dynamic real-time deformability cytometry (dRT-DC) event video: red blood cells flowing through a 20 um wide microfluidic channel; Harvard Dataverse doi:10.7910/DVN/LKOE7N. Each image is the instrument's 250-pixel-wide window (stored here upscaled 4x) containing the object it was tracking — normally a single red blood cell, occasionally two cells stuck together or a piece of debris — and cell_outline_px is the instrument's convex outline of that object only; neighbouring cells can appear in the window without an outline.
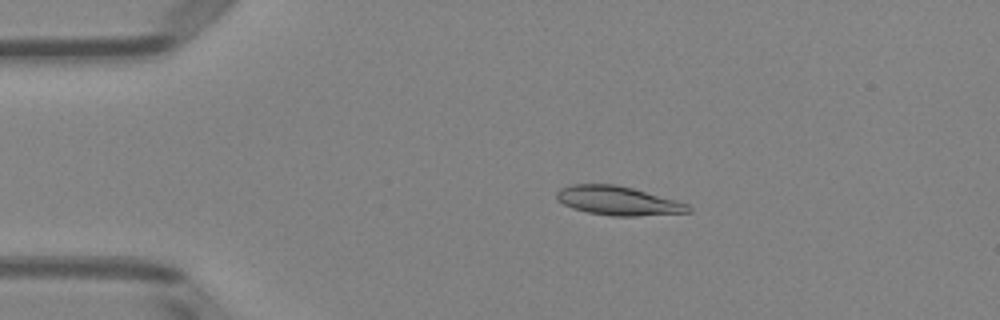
{"species": "Egyptian fruit bat (a non-hibernating species)", "species_latin": "Rousettus aegyptiacus", "temperature_condition": "room temperature", "stored_images_in_passage": 47, "camera_frame_rate_fps": 3000, "um_per_image_px": 0.085, "animal": {"sex": "female"}, "frame": {"image": 1, "passage_image": 6, "time_ms": 1.667, "image_size_px": [1000, 320], "cell_outline_px": [[692, 212], [636, 216], [612, 216], [588, 212], [572, 208], [556, 200], [556, 192], [560, 188], [572, 184], [616, 184], [632, 188], [676, 200], [688, 204], [692, 208]], "centroid_in_image_um": [52.52, 17.06], "position_along_channel_um": 32.5, "area_um2": 22.25}}
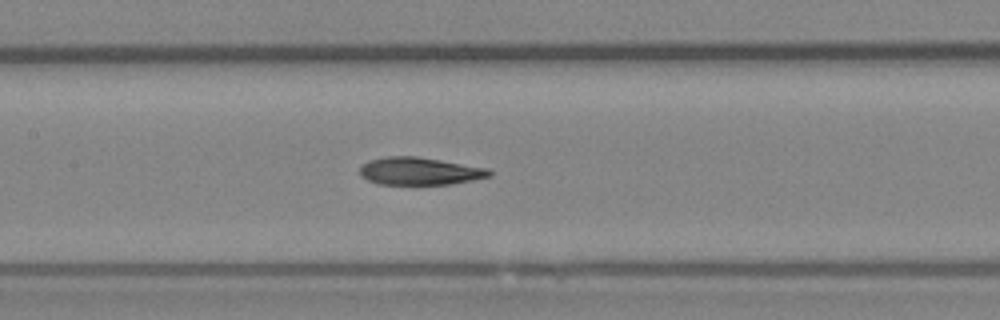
{"frame": {"image": 2, "passage_image": 20, "time_ms": 6.333, "image_size_px": [1000, 320], "cell_outline_px": [[492, 176], [452, 184], [380, 184], [368, 180], [360, 176], [360, 168], [368, 160], [388, 156], [416, 156], [488, 168], [492, 172]], "centroid_in_image_um": [35.68, 14.54], "position_along_channel_um": 171.7, "area_um2": 20.75}}
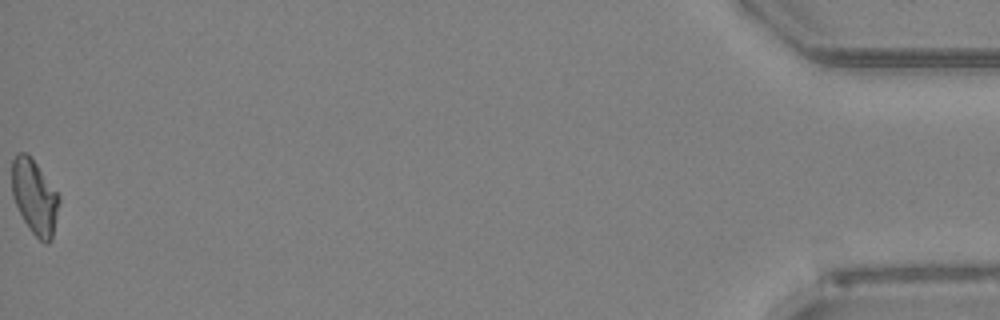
{"frame": {"image": 3, "passage_image": 47, "time_ms": 15.333, "image_size_px": [1000, 320], "cell_outline_px": [[60, 200], [52, 240], [48, 244], [44, 244], [28, 228], [12, 196], [12, 160], [16, 152], [24, 152], [36, 164], [60, 196]], "centroid_in_image_um": [2.94, 16.77], "position_along_channel_um": 432.3, "area_um2": 20.35}, "authors_computed_cell_mechanics": {"area_um2": 21.6172, "velocity_mm_per_s": 4.001, "shape_relaxation_time_tau1_ms": 6.8664, "shape_relaxation_time_tau2_ms": 3.7097, "deformation_change_tau1": 0.1757, "deformation_change_tau2": 0.0988}}